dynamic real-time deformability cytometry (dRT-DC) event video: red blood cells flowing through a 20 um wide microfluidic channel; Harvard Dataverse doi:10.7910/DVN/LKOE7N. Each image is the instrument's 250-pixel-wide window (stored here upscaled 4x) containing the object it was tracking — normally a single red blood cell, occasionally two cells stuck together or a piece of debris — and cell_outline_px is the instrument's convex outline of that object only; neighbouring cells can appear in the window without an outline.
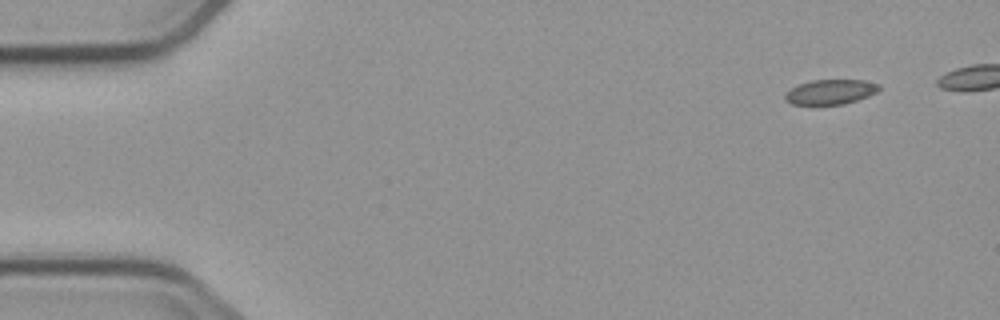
{"species": "common noctule bat (a hibernating species)", "species_latin": "Nyctalus noctula", "temperature_condition": "cold", "stored_images_in_passage": 5, "camera_frame_rate_fps": 3000, "um_per_image_px": 0.085, "animal": {"sex": "male", "body_mass_g": 23.1, "forearm_length_mm": 52.7}, "frame": {"image": 1, "passage_image": 1, "time_ms": 0.0, "image_size_px": [1000, 320], "cell_outline_px": [[880, 88], [876, 92], [868, 96], [844, 104], [792, 104], [784, 100], [784, 96], [792, 88], [800, 84], [812, 80], [864, 80], [880, 84]], "centroid_in_image_um": [70.61, 7.81], "position_along_channel_um": 14.4, "area_um2": 13.41}}